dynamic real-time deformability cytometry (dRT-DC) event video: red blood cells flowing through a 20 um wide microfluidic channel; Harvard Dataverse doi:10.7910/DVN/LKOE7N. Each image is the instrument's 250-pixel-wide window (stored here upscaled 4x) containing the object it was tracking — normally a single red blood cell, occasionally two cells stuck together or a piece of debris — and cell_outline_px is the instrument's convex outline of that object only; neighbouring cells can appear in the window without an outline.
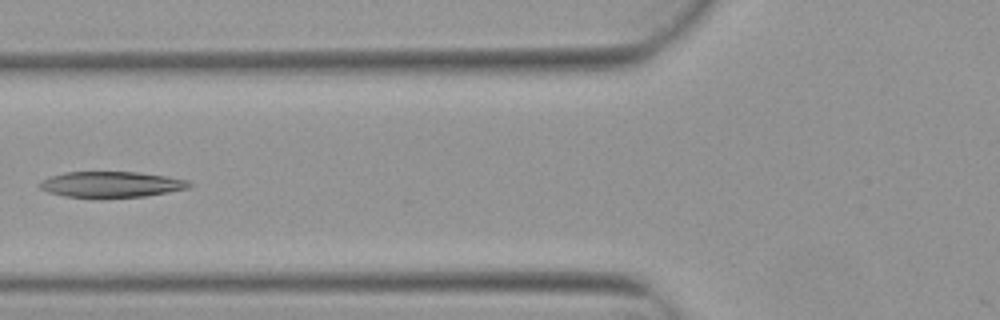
{"species": "Egyptian fruit bat (a non-hibernating species)", "species_latin": "Rousettus aegyptiacus", "temperature_condition": "warm", "stored_images_in_passage": 6, "camera_frame_rate_fps": 3000, "um_per_image_px": 0.085, "animal": {"sex": "female"}, "frame": {"image": 1, "passage_image": 5, "time_ms": 1.333, "image_size_px": [1000, 320], "cell_outline_px": [[192, 184], [188, 188], [168, 192], [144, 196], [64, 196], [48, 192], [40, 188], [40, 184], [44, 180], [52, 176], [64, 172], [136, 172], [168, 176], [188, 180]], "centroid_in_image_um": [9.5, 15.65], "position_along_channel_um": 116.3, "area_um2": 21.85}}
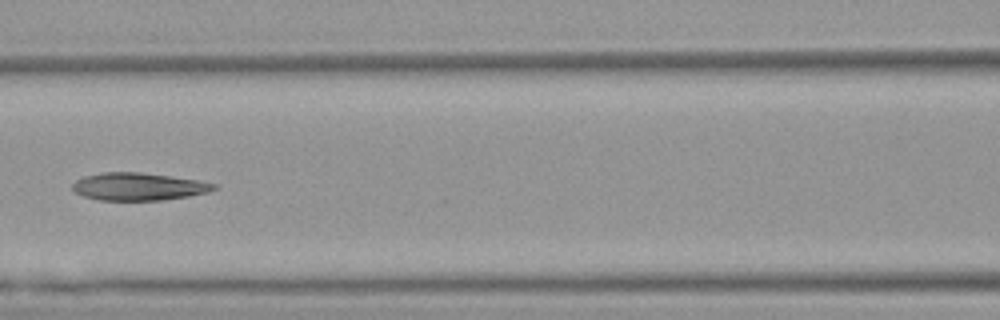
{"frame": {"image": 2, "passage_image": 6, "time_ms": 1.667, "image_size_px": [1000, 320], "cell_outline_px": [[220, 188], [208, 192], [188, 196], [160, 200], [100, 200], [84, 196], [72, 192], [72, 184], [76, 180], [84, 176], [100, 172], [140, 172], [196, 180], [216, 184]], "centroid_in_image_um": [11.74, 15.86], "position_along_channel_um": 154.9, "area_um2": 22.72}}